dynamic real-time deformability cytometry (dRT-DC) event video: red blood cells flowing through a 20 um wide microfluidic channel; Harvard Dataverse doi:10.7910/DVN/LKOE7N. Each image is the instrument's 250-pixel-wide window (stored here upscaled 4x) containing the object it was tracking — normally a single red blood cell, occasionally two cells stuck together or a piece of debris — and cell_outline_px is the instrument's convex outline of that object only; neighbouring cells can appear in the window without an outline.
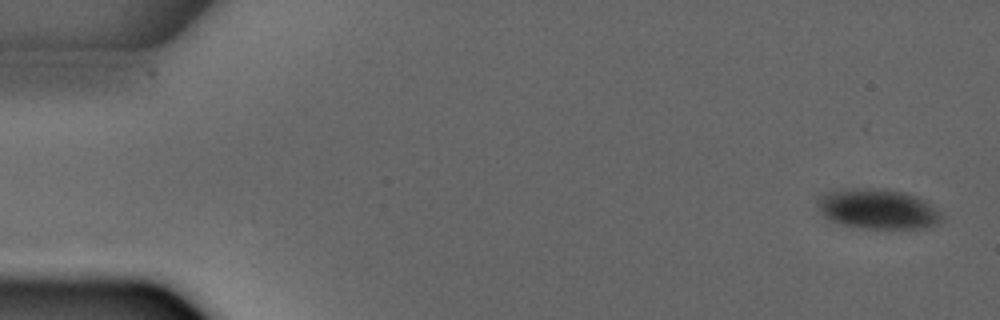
{"species": "common noctule bat (a hibernating species)", "species_latin": "Nyctalus noctula", "temperature_condition": "warm", "stored_images_in_passage": 4, "camera_frame_rate_fps": 3000, "um_per_image_px": 0.085, "animal": {"sex": "male", "forearm_length_mm": 52.5}, "frame": {"image": 1, "passage_image": 1, "time_ms": 0.0, "image_size_px": [1000, 320], "cell_outline_px": [[944, 216], [940, 224], [928, 228], [864, 228], [840, 224], [824, 216], [816, 204], [816, 196], [824, 192], [840, 188], [884, 188], [920, 196], [928, 200]], "centroid_in_image_um": [74.63, 17.74], "position_along_channel_um": 10.4, "area_um2": 29.77}}
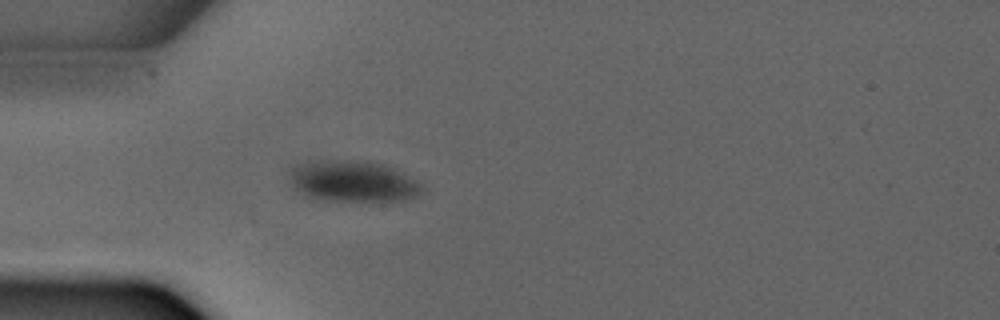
{"frame": {"image": 2, "passage_image": 4, "time_ms": 3.667, "image_size_px": [1000, 320], "cell_outline_px": [[424, 188], [416, 196], [404, 200], [336, 200], [308, 196], [296, 188], [292, 184], [288, 176], [288, 164], [308, 160], [368, 160], [384, 164], [392, 168], [420, 184]], "centroid_in_image_um": [29.88, 15.35], "position_along_channel_um": 55.1, "area_um2": 31.73}}